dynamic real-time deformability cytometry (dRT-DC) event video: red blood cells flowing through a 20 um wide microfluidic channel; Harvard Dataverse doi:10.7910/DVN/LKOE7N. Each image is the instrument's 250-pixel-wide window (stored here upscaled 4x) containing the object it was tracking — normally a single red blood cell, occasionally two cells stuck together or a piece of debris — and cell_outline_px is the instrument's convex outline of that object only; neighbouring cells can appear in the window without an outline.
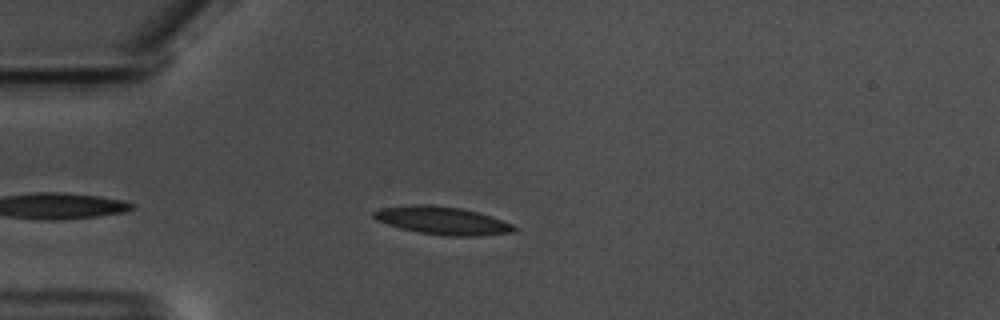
{"species": "common noctule bat (a hibernating species)", "species_latin": "Nyctalus noctula", "temperature_condition": "warm", "stored_images_in_passage": 40, "camera_frame_rate_fps": 3000, "um_per_image_px": 0.085, "animal": {"sex": "male", "body_mass_g": 17.5, "forearm_length_mm": 52.3}, "frame": {"image": 1, "passage_image": 11, "time_ms": 3.333, "image_size_px": [1000, 320], "cell_outline_px": [[516, 232], [480, 236], [444, 236], [420, 232], [400, 228], [376, 220], [372, 216], [372, 212], [380, 208], [412, 204], [432, 204], [460, 208], [480, 212], [492, 216], [512, 224], [516, 228]], "centroid_in_image_um": [37.61, 18.74], "position_along_channel_um": 47.4, "area_um2": 23.06}}
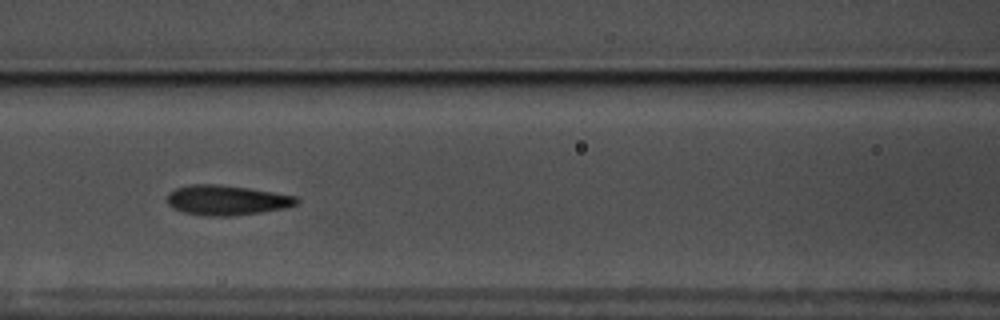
{"frame": {"image": 2, "passage_image": 21, "time_ms": 6.667, "image_size_px": [1000, 320], "cell_outline_px": [[300, 200], [296, 204], [284, 208], [260, 212], [232, 216], [204, 216], [184, 212], [172, 208], [168, 204], [168, 192], [176, 188], [192, 184], [216, 184], [248, 188], [296, 196]], "centroid_in_image_um": [19.24, 17.02], "position_along_channel_um": 147.4, "area_um2": 22.48}}
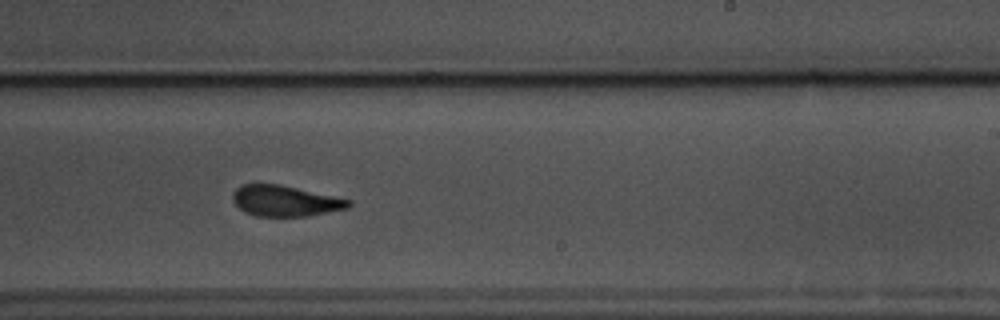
{"frame": {"image": 3, "passage_image": 31, "time_ms": 10.0, "image_size_px": [1000, 320], "cell_outline_px": [[352, 204], [348, 208], [308, 216], [256, 216], [244, 212], [232, 200], [232, 192], [240, 184], [280, 184], [352, 200]], "centroid_in_image_um": [24.22, 17.07], "position_along_channel_um": 264.8, "area_um2": 20.87}, "authors_computed_cell_mechanics": {"area_um2": 21.4438, "velocity_mm_per_s": 3.5465, "shape_relaxation_time_tau1_ms": 5.117, "shape_relaxation_time_tau2_ms": 2.2498, "deformation_change_tau1": 0.1753, "deformation_change_tau2": 0.0988}}